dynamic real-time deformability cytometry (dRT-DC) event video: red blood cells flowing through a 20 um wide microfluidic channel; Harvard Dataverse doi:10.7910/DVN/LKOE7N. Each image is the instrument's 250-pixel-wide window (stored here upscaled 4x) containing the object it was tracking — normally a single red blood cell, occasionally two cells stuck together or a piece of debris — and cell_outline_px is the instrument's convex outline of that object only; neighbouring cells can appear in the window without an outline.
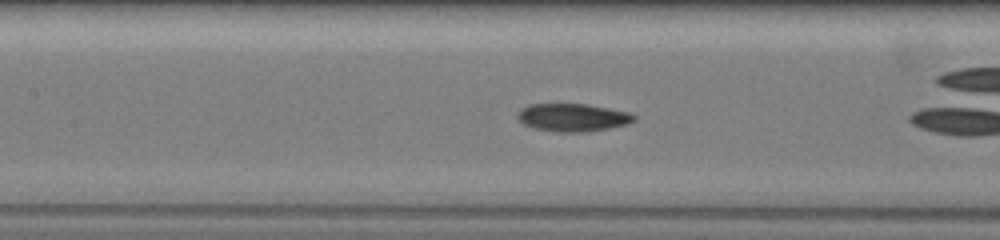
{"species": "common noctule bat (a hibernating species)", "species_latin": "Nyctalus noctula", "temperature_condition": "warm", "stored_images_in_passage": 26, "camera_frame_rate_fps": 3000, "um_per_image_px": 0.085, "animal": {"sex": "female", "body_mass_g": 19.5, "forearm_length_mm": 54.1}, "frame": {"image": 1, "passage_image": 22, "time_ms": 8.333, "image_size_px": [1000, 240], "cell_outline_px": [[636, 120], [628, 124], [588, 132], [560, 132], [532, 128], [524, 124], [516, 116], [520, 108], [528, 104], [588, 104], [628, 112], [636, 116]], "centroid_in_image_um": [48.67, 9.98], "position_along_channel_um": 158.7, "area_um2": 19.02}}